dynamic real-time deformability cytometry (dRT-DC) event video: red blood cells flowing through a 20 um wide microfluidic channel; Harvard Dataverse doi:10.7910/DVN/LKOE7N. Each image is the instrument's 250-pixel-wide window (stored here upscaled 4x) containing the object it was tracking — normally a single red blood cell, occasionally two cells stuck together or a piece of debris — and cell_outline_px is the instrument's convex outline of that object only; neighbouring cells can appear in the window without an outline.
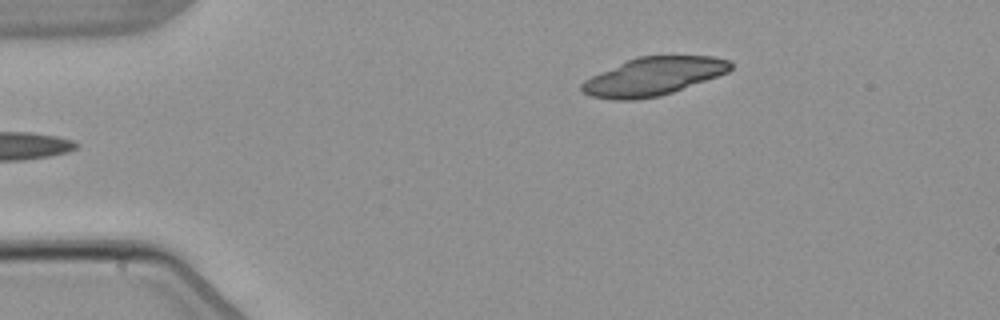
{"species": "common noctule bat (a hibernating species)", "species_latin": "Nyctalus noctula", "temperature_condition": "warm", "stored_images_in_passage": 4, "camera_frame_rate_fps": 3000, "um_per_image_px": 0.085, "animal": {"sex": "male", "body_mass_g": 21.5, "forearm_length_mm": 52.0}, "frame": {"image": 1, "passage_image": 4, "time_ms": 5.0, "image_size_px": [1000, 320], "cell_outline_px": [[732, 68], [728, 72], [672, 92], [660, 96], [632, 100], [612, 100], [588, 96], [580, 88], [580, 84], [584, 80], [600, 72], [636, 56], [712, 56], [728, 60], [732, 64]], "centroid_in_image_um": [55.49, 6.5], "position_along_channel_um": 29.5, "area_um2": 32.89}}